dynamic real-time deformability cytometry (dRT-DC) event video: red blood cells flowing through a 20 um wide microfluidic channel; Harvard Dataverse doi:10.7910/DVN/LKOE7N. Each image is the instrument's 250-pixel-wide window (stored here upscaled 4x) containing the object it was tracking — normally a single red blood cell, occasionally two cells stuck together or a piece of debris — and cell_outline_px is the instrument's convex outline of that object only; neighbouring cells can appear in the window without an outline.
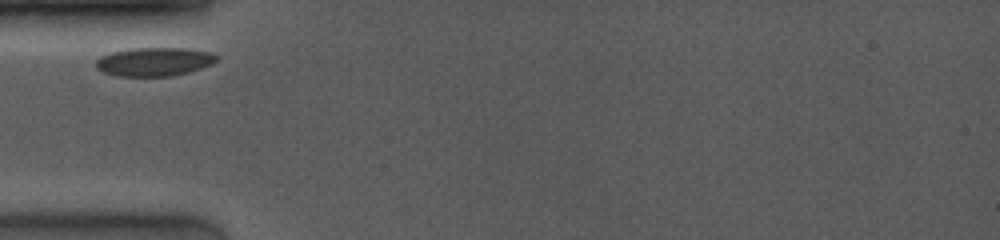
{"species": "common noctule bat (a hibernating species)", "species_latin": "Nyctalus noctula", "temperature_condition": "room temperature", "stored_images_in_passage": 4, "camera_frame_rate_fps": 4000, "um_per_image_px": 0.085, "animal": {"sex": "female", "body_mass_g": 19.0, "forearm_length_mm": 53.3}, "frame": {"image": 1, "passage_image": 1, "time_ms": 0.0, "image_size_px": [1000, 240], "cell_outline_px": [[220, 60], [212, 64], [188, 72], [172, 76], [116, 76], [104, 72], [96, 68], [96, 60], [100, 56], [112, 52], [128, 48], [188, 48], [212, 52], [220, 56]], "centroid_in_image_um": [13.15, 5.23], "position_along_channel_um": 71.8, "area_um2": 20.4}}
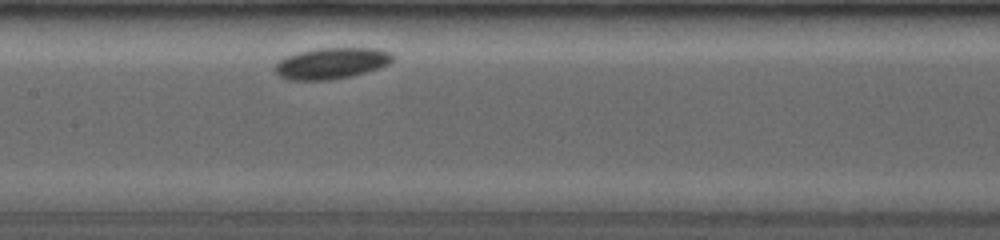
{"frame": {"image": 2, "passage_image": 4, "time_ms": 3.0, "image_size_px": [1000, 240], "cell_outline_px": [[392, 60], [388, 64], [380, 68], [348, 76], [328, 80], [284, 80], [276, 72], [276, 64], [284, 56], [296, 52], [312, 48], [376, 48], [392, 52]], "centroid_in_image_um": [28.14, 5.36], "position_along_channel_um": 179.3, "area_um2": 21.44}}